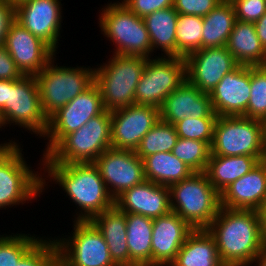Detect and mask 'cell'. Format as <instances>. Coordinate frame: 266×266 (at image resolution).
Listing matches in <instances>:
<instances>
[{
  "label": "cell",
  "mask_w": 266,
  "mask_h": 266,
  "mask_svg": "<svg viewBox=\"0 0 266 266\" xmlns=\"http://www.w3.org/2000/svg\"><path fill=\"white\" fill-rule=\"evenodd\" d=\"M206 229L214 238L225 266L252 265L266 242L256 210L220 207Z\"/></svg>",
  "instance_id": "cell-1"
},
{
  "label": "cell",
  "mask_w": 266,
  "mask_h": 266,
  "mask_svg": "<svg viewBox=\"0 0 266 266\" xmlns=\"http://www.w3.org/2000/svg\"><path fill=\"white\" fill-rule=\"evenodd\" d=\"M41 160L48 178L59 184L69 199L78 205L80 213L74 220L90 221L114 206V199L93 163H54L47 155Z\"/></svg>",
  "instance_id": "cell-2"
},
{
  "label": "cell",
  "mask_w": 266,
  "mask_h": 266,
  "mask_svg": "<svg viewBox=\"0 0 266 266\" xmlns=\"http://www.w3.org/2000/svg\"><path fill=\"white\" fill-rule=\"evenodd\" d=\"M171 211L193 229H206L220 209V193L205 172H194L169 186Z\"/></svg>",
  "instance_id": "cell-3"
},
{
  "label": "cell",
  "mask_w": 266,
  "mask_h": 266,
  "mask_svg": "<svg viewBox=\"0 0 266 266\" xmlns=\"http://www.w3.org/2000/svg\"><path fill=\"white\" fill-rule=\"evenodd\" d=\"M20 147L15 140L0 144V209L40 197L47 186L46 178L30 169Z\"/></svg>",
  "instance_id": "cell-4"
},
{
  "label": "cell",
  "mask_w": 266,
  "mask_h": 266,
  "mask_svg": "<svg viewBox=\"0 0 266 266\" xmlns=\"http://www.w3.org/2000/svg\"><path fill=\"white\" fill-rule=\"evenodd\" d=\"M107 63L94 68L104 110L113 111L135 104V89L147 58L113 54Z\"/></svg>",
  "instance_id": "cell-5"
},
{
  "label": "cell",
  "mask_w": 266,
  "mask_h": 266,
  "mask_svg": "<svg viewBox=\"0 0 266 266\" xmlns=\"http://www.w3.org/2000/svg\"><path fill=\"white\" fill-rule=\"evenodd\" d=\"M99 15V26L115 45L114 54L151 58L152 44L143 18L123 3H108Z\"/></svg>",
  "instance_id": "cell-6"
},
{
  "label": "cell",
  "mask_w": 266,
  "mask_h": 266,
  "mask_svg": "<svg viewBox=\"0 0 266 266\" xmlns=\"http://www.w3.org/2000/svg\"><path fill=\"white\" fill-rule=\"evenodd\" d=\"M264 122L243 115L218 116L214 125L211 155L255 157L264 160Z\"/></svg>",
  "instance_id": "cell-7"
},
{
  "label": "cell",
  "mask_w": 266,
  "mask_h": 266,
  "mask_svg": "<svg viewBox=\"0 0 266 266\" xmlns=\"http://www.w3.org/2000/svg\"><path fill=\"white\" fill-rule=\"evenodd\" d=\"M111 148V111L104 110L66 135L47 156L54 163H93Z\"/></svg>",
  "instance_id": "cell-8"
},
{
  "label": "cell",
  "mask_w": 266,
  "mask_h": 266,
  "mask_svg": "<svg viewBox=\"0 0 266 266\" xmlns=\"http://www.w3.org/2000/svg\"><path fill=\"white\" fill-rule=\"evenodd\" d=\"M54 57L35 77L44 114L49 118L94 83V69L54 64ZM84 67V68H83Z\"/></svg>",
  "instance_id": "cell-9"
},
{
  "label": "cell",
  "mask_w": 266,
  "mask_h": 266,
  "mask_svg": "<svg viewBox=\"0 0 266 266\" xmlns=\"http://www.w3.org/2000/svg\"><path fill=\"white\" fill-rule=\"evenodd\" d=\"M73 222L71 237L54 238L58 266H117L98 228L91 221Z\"/></svg>",
  "instance_id": "cell-10"
},
{
  "label": "cell",
  "mask_w": 266,
  "mask_h": 266,
  "mask_svg": "<svg viewBox=\"0 0 266 266\" xmlns=\"http://www.w3.org/2000/svg\"><path fill=\"white\" fill-rule=\"evenodd\" d=\"M4 127L13 123L44 137L48 118L44 114L35 76H23L18 80H8L7 102L0 111ZM6 124V125H5Z\"/></svg>",
  "instance_id": "cell-11"
},
{
  "label": "cell",
  "mask_w": 266,
  "mask_h": 266,
  "mask_svg": "<svg viewBox=\"0 0 266 266\" xmlns=\"http://www.w3.org/2000/svg\"><path fill=\"white\" fill-rule=\"evenodd\" d=\"M185 81V57L148 58L135 89V104L160 109L165 98Z\"/></svg>",
  "instance_id": "cell-12"
},
{
  "label": "cell",
  "mask_w": 266,
  "mask_h": 266,
  "mask_svg": "<svg viewBox=\"0 0 266 266\" xmlns=\"http://www.w3.org/2000/svg\"><path fill=\"white\" fill-rule=\"evenodd\" d=\"M103 111L101 92L94 82L88 89L48 118V127L44 138L46 137L49 142L43 156H46L66 135L80 129L91 118L98 116Z\"/></svg>",
  "instance_id": "cell-13"
},
{
  "label": "cell",
  "mask_w": 266,
  "mask_h": 266,
  "mask_svg": "<svg viewBox=\"0 0 266 266\" xmlns=\"http://www.w3.org/2000/svg\"><path fill=\"white\" fill-rule=\"evenodd\" d=\"M93 164L98 168L114 200L124 191L146 180L143 160L133 150L111 147L97 157Z\"/></svg>",
  "instance_id": "cell-14"
},
{
  "label": "cell",
  "mask_w": 266,
  "mask_h": 266,
  "mask_svg": "<svg viewBox=\"0 0 266 266\" xmlns=\"http://www.w3.org/2000/svg\"><path fill=\"white\" fill-rule=\"evenodd\" d=\"M160 119V109L151 105H136L111 111V147L133 150Z\"/></svg>",
  "instance_id": "cell-15"
},
{
  "label": "cell",
  "mask_w": 266,
  "mask_h": 266,
  "mask_svg": "<svg viewBox=\"0 0 266 266\" xmlns=\"http://www.w3.org/2000/svg\"><path fill=\"white\" fill-rule=\"evenodd\" d=\"M3 46L24 76H36L57 53L15 19L9 25Z\"/></svg>",
  "instance_id": "cell-16"
},
{
  "label": "cell",
  "mask_w": 266,
  "mask_h": 266,
  "mask_svg": "<svg viewBox=\"0 0 266 266\" xmlns=\"http://www.w3.org/2000/svg\"><path fill=\"white\" fill-rule=\"evenodd\" d=\"M60 1L62 0H23L14 5V19L55 52L62 26L63 7Z\"/></svg>",
  "instance_id": "cell-17"
},
{
  "label": "cell",
  "mask_w": 266,
  "mask_h": 266,
  "mask_svg": "<svg viewBox=\"0 0 266 266\" xmlns=\"http://www.w3.org/2000/svg\"><path fill=\"white\" fill-rule=\"evenodd\" d=\"M185 61L186 80L208 94L226 74L240 65L226 46L197 50L186 56Z\"/></svg>",
  "instance_id": "cell-18"
},
{
  "label": "cell",
  "mask_w": 266,
  "mask_h": 266,
  "mask_svg": "<svg viewBox=\"0 0 266 266\" xmlns=\"http://www.w3.org/2000/svg\"><path fill=\"white\" fill-rule=\"evenodd\" d=\"M250 93V66L239 65L209 93L213 111L218 116H244Z\"/></svg>",
  "instance_id": "cell-19"
},
{
  "label": "cell",
  "mask_w": 266,
  "mask_h": 266,
  "mask_svg": "<svg viewBox=\"0 0 266 266\" xmlns=\"http://www.w3.org/2000/svg\"><path fill=\"white\" fill-rule=\"evenodd\" d=\"M194 229L175 212L153 219L152 266H169Z\"/></svg>",
  "instance_id": "cell-20"
},
{
  "label": "cell",
  "mask_w": 266,
  "mask_h": 266,
  "mask_svg": "<svg viewBox=\"0 0 266 266\" xmlns=\"http://www.w3.org/2000/svg\"><path fill=\"white\" fill-rule=\"evenodd\" d=\"M217 118L208 93L201 92L187 80L165 98L160 119L175 125L185 118Z\"/></svg>",
  "instance_id": "cell-21"
},
{
  "label": "cell",
  "mask_w": 266,
  "mask_h": 266,
  "mask_svg": "<svg viewBox=\"0 0 266 266\" xmlns=\"http://www.w3.org/2000/svg\"><path fill=\"white\" fill-rule=\"evenodd\" d=\"M114 205L122 212L152 219L164 216L171 212L169 187L145 180L120 194Z\"/></svg>",
  "instance_id": "cell-22"
},
{
  "label": "cell",
  "mask_w": 266,
  "mask_h": 266,
  "mask_svg": "<svg viewBox=\"0 0 266 266\" xmlns=\"http://www.w3.org/2000/svg\"><path fill=\"white\" fill-rule=\"evenodd\" d=\"M266 198V161L232 182L220 193V206L228 209L258 211Z\"/></svg>",
  "instance_id": "cell-23"
},
{
  "label": "cell",
  "mask_w": 266,
  "mask_h": 266,
  "mask_svg": "<svg viewBox=\"0 0 266 266\" xmlns=\"http://www.w3.org/2000/svg\"><path fill=\"white\" fill-rule=\"evenodd\" d=\"M100 231L117 266H130L125 212L115 205L90 220Z\"/></svg>",
  "instance_id": "cell-24"
},
{
  "label": "cell",
  "mask_w": 266,
  "mask_h": 266,
  "mask_svg": "<svg viewBox=\"0 0 266 266\" xmlns=\"http://www.w3.org/2000/svg\"><path fill=\"white\" fill-rule=\"evenodd\" d=\"M226 47L240 65H266V50L256 34L254 23L236 20Z\"/></svg>",
  "instance_id": "cell-25"
},
{
  "label": "cell",
  "mask_w": 266,
  "mask_h": 266,
  "mask_svg": "<svg viewBox=\"0 0 266 266\" xmlns=\"http://www.w3.org/2000/svg\"><path fill=\"white\" fill-rule=\"evenodd\" d=\"M169 266H225L207 229H194Z\"/></svg>",
  "instance_id": "cell-26"
},
{
  "label": "cell",
  "mask_w": 266,
  "mask_h": 266,
  "mask_svg": "<svg viewBox=\"0 0 266 266\" xmlns=\"http://www.w3.org/2000/svg\"><path fill=\"white\" fill-rule=\"evenodd\" d=\"M258 163L255 157L248 155H210L205 174L212 186L221 193L232 182L250 172Z\"/></svg>",
  "instance_id": "cell-27"
},
{
  "label": "cell",
  "mask_w": 266,
  "mask_h": 266,
  "mask_svg": "<svg viewBox=\"0 0 266 266\" xmlns=\"http://www.w3.org/2000/svg\"><path fill=\"white\" fill-rule=\"evenodd\" d=\"M125 215L130 266H152L153 219L134 213Z\"/></svg>",
  "instance_id": "cell-28"
},
{
  "label": "cell",
  "mask_w": 266,
  "mask_h": 266,
  "mask_svg": "<svg viewBox=\"0 0 266 266\" xmlns=\"http://www.w3.org/2000/svg\"><path fill=\"white\" fill-rule=\"evenodd\" d=\"M178 13L174 7L157 10L143 18L152 44V51L161 48L163 56L176 57Z\"/></svg>",
  "instance_id": "cell-29"
},
{
  "label": "cell",
  "mask_w": 266,
  "mask_h": 266,
  "mask_svg": "<svg viewBox=\"0 0 266 266\" xmlns=\"http://www.w3.org/2000/svg\"><path fill=\"white\" fill-rule=\"evenodd\" d=\"M144 175L147 181L170 186L191 176V170L171 152L151 154L143 159Z\"/></svg>",
  "instance_id": "cell-30"
},
{
  "label": "cell",
  "mask_w": 266,
  "mask_h": 266,
  "mask_svg": "<svg viewBox=\"0 0 266 266\" xmlns=\"http://www.w3.org/2000/svg\"><path fill=\"white\" fill-rule=\"evenodd\" d=\"M202 19V49L226 46L236 21L232 2L223 0Z\"/></svg>",
  "instance_id": "cell-31"
},
{
  "label": "cell",
  "mask_w": 266,
  "mask_h": 266,
  "mask_svg": "<svg viewBox=\"0 0 266 266\" xmlns=\"http://www.w3.org/2000/svg\"><path fill=\"white\" fill-rule=\"evenodd\" d=\"M203 19L200 16L178 14L176 27V57H186L202 49Z\"/></svg>",
  "instance_id": "cell-32"
},
{
  "label": "cell",
  "mask_w": 266,
  "mask_h": 266,
  "mask_svg": "<svg viewBox=\"0 0 266 266\" xmlns=\"http://www.w3.org/2000/svg\"><path fill=\"white\" fill-rule=\"evenodd\" d=\"M178 138L175 126L159 119L142 138L135 152L142 160L154 153L171 152Z\"/></svg>",
  "instance_id": "cell-33"
},
{
  "label": "cell",
  "mask_w": 266,
  "mask_h": 266,
  "mask_svg": "<svg viewBox=\"0 0 266 266\" xmlns=\"http://www.w3.org/2000/svg\"><path fill=\"white\" fill-rule=\"evenodd\" d=\"M171 153L194 172H205L211 147L203 141L178 138Z\"/></svg>",
  "instance_id": "cell-34"
},
{
  "label": "cell",
  "mask_w": 266,
  "mask_h": 266,
  "mask_svg": "<svg viewBox=\"0 0 266 266\" xmlns=\"http://www.w3.org/2000/svg\"><path fill=\"white\" fill-rule=\"evenodd\" d=\"M251 93L245 117L266 122V65L250 66Z\"/></svg>",
  "instance_id": "cell-35"
},
{
  "label": "cell",
  "mask_w": 266,
  "mask_h": 266,
  "mask_svg": "<svg viewBox=\"0 0 266 266\" xmlns=\"http://www.w3.org/2000/svg\"><path fill=\"white\" fill-rule=\"evenodd\" d=\"M4 235H0V266L18 264L22 256L40 239L22 233Z\"/></svg>",
  "instance_id": "cell-36"
},
{
  "label": "cell",
  "mask_w": 266,
  "mask_h": 266,
  "mask_svg": "<svg viewBox=\"0 0 266 266\" xmlns=\"http://www.w3.org/2000/svg\"><path fill=\"white\" fill-rule=\"evenodd\" d=\"M51 239L40 238L15 266H58L57 245Z\"/></svg>",
  "instance_id": "cell-37"
},
{
  "label": "cell",
  "mask_w": 266,
  "mask_h": 266,
  "mask_svg": "<svg viewBox=\"0 0 266 266\" xmlns=\"http://www.w3.org/2000/svg\"><path fill=\"white\" fill-rule=\"evenodd\" d=\"M216 119L189 117L174 126L179 138L203 141L211 147Z\"/></svg>",
  "instance_id": "cell-38"
},
{
  "label": "cell",
  "mask_w": 266,
  "mask_h": 266,
  "mask_svg": "<svg viewBox=\"0 0 266 266\" xmlns=\"http://www.w3.org/2000/svg\"><path fill=\"white\" fill-rule=\"evenodd\" d=\"M236 20L255 23L266 13V0H231Z\"/></svg>",
  "instance_id": "cell-39"
},
{
  "label": "cell",
  "mask_w": 266,
  "mask_h": 266,
  "mask_svg": "<svg viewBox=\"0 0 266 266\" xmlns=\"http://www.w3.org/2000/svg\"><path fill=\"white\" fill-rule=\"evenodd\" d=\"M223 0H174L173 7L178 14L206 16Z\"/></svg>",
  "instance_id": "cell-40"
},
{
  "label": "cell",
  "mask_w": 266,
  "mask_h": 266,
  "mask_svg": "<svg viewBox=\"0 0 266 266\" xmlns=\"http://www.w3.org/2000/svg\"><path fill=\"white\" fill-rule=\"evenodd\" d=\"M121 2L134 14L144 18L157 10L173 7L174 0H123Z\"/></svg>",
  "instance_id": "cell-41"
},
{
  "label": "cell",
  "mask_w": 266,
  "mask_h": 266,
  "mask_svg": "<svg viewBox=\"0 0 266 266\" xmlns=\"http://www.w3.org/2000/svg\"><path fill=\"white\" fill-rule=\"evenodd\" d=\"M23 76L3 44L0 45V80H18Z\"/></svg>",
  "instance_id": "cell-42"
},
{
  "label": "cell",
  "mask_w": 266,
  "mask_h": 266,
  "mask_svg": "<svg viewBox=\"0 0 266 266\" xmlns=\"http://www.w3.org/2000/svg\"><path fill=\"white\" fill-rule=\"evenodd\" d=\"M14 20V5L0 0V45L4 43L10 23Z\"/></svg>",
  "instance_id": "cell-43"
},
{
  "label": "cell",
  "mask_w": 266,
  "mask_h": 266,
  "mask_svg": "<svg viewBox=\"0 0 266 266\" xmlns=\"http://www.w3.org/2000/svg\"><path fill=\"white\" fill-rule=\"evenodd\" d=\"M255 31L266 50V13L254 23Z\"/></svg>",
  "instance_id": "cell-44"
},
{
  "label": "cell",
  "mask_w": 266,
  "mask_h": 266,
  "mask_svg": "<svg viewBox=\"0 0 266 266\" xmlns=\"http://www.w3.org/2000/svg\"><path fill=\"white\" fill-rule=\"evenodd\" d=\"M8 95V80H0V111L4 108L7 102Z\"/></svg>",
  "instance_id": "cell-45"
},
{
  "label": "cell",
  "mask_w": 266,
  "mask_h": 266,
  "mask_svg": "<svg viewBox=\"0 0 266 266\" xmlns=\"http://www.w3.org/2000/svg\"><path fill=\"white\" fill-rule=\"evenodd\" d=\"M258 212H259V216H260L262 232H263L264 238L266 240V198H265L264 202L262 203Z\"/></svg>",
  "instance_id": "cell-46"
},
{
  "label": "cell",
  "mask_w": 266,
  "mask_h": 266,
  "mask_svg": "<svg viewBox=\"0 0 266 266\" xmlns=\"http://www.w3.org/2000/svg\"><path fill=\"white\" fill-rule=\"evenodd\" d=\"M258 266H266V242L264 243L261 252L254 261Z\"/></svg>",
  "instance_id": "cell-47"
},
{
  "label": "cell",
  "mask_w": 266,
  "mask_h": 266,
  "mask_svg": "<svg viewBox=\"0 0 266 266\" xmlns=\"http://www.w3.org/2000/svg\"><path fill=\"white\" fill-rule=\"evenodd\" d=\"M264 133H265V142H264V160L266 161V122H264Z\"/></svg>",
  "instance_id": "cell-48"
},
{
  "label": "cell",
  "mask_w": 266,
  "mask_h": 266,
  "mask_svg": "<svg viewBox=\"0 0 266 266\" xmlns=\"http://www.w3.org/2000/svg\"><path fill=\"white\" fill-rule=\"evenodd\" d=\"M5 1H7L8 3H11L13 5H16L17 3H19V2H21L23 0H5Z\"/></svg>",
  "instance_id": "cell-49"
},
{
  "label": "cell",
  "mask_w": 266,
  "mask_h": 266,
  "mask_svg": "<svg viewBox=\"0 0 266 266\" xmlns=\"http://www.w3.org/2000/svg\"><path fill=\"white\" fill-rule=\"evenodd\" d=\"M2 126H4V123H3L2 117L0 115V128H2Z\"/></svg>",
  "instance_id": "cell-50"
}]
</instances>
